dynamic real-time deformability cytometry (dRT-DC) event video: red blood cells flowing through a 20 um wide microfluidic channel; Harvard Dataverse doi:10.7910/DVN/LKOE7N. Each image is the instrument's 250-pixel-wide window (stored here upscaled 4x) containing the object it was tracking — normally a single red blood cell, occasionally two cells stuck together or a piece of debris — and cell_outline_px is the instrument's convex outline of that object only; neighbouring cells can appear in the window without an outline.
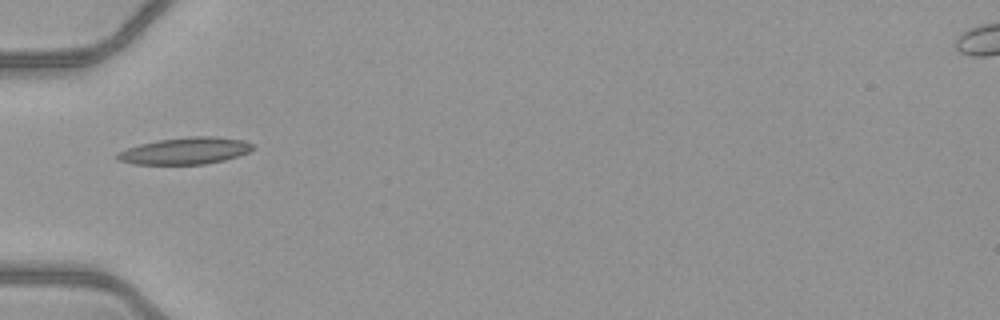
{"species": "common noctule bat (a hibernating species)", "species_latin": "Nyctalus noctula", "temperature_condition": "warm", "stored_images_in_passage": 6, "camera_frame_rate_fps": 3000, "um_per_image_px": 0.085, "animal": {"sex": "female", "body_mass_g": 21.9}, "frame": {"image": 1, "passage_image": 1, "time_ms": 0.0, "image_size_px": [1000, 320], "cell_outline_px": [[256, 148], [248, 152], [224, 160], [204, 164], [132, 164], [116, 160], [116, 152], [140, 144], [156, 140], [188, 136], [216, 136], [244, 140], [252, 144]], "centroid_in_image_um": [15.72, 12.81], "position_along_channel_um": 69.3, "area_um2": 21.33}}
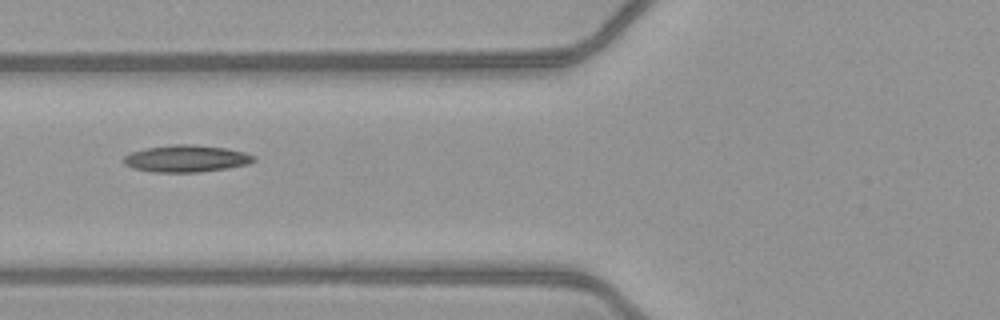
{"frame": {"image": 2, "passage_image": 4, "time_ms": 1.0, "image_size_px": [1000, 320], "cell_outline_px": [[256, 160], [248, 164], [200, 172], [152, 172], [132, 168], [124, 164], [124, 156], [132, 152], [144, 148], [172, 144], [192, 144], [228, 148], [244, 152], [252, 156]], "centroid_in_image_um": [15.8, 13.47], "position_along_channel_um": 110.0, "area_um2": 20.4}}